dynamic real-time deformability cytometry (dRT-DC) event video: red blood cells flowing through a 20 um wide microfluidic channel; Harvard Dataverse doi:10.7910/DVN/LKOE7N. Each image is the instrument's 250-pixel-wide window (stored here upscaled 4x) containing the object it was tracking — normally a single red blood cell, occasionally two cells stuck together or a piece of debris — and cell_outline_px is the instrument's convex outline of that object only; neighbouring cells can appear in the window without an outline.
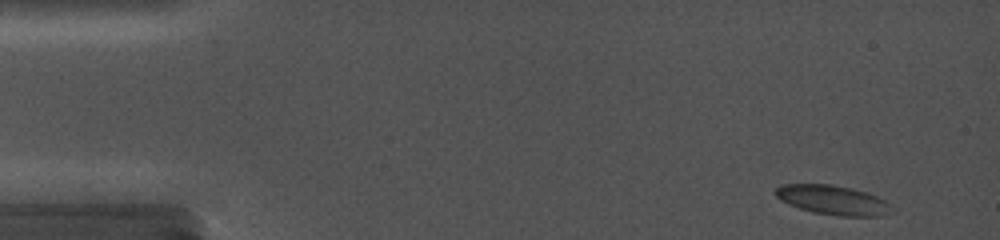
{"species": "common noctule bat (a hibernating species)", "species_latin": "Nyctalus noctula", "temperature_condition": "cold", "stored_images_in_passage": 75, "camera_frame_rate_fps": 5000, "um_per_image_px": 0.085, "animal": {"sex": "female", "body_mass_g": 19.0, "forearm_length_mm": 56.7}, "frame": {"image": 1, "passage_image": 5, "time_ms": 0.4, "image_size_px": [1000, 240], "cell_outline_px": [[896, 212], [880, 216], [840, 216], [812, 212], [788, 204], [780, 200], [776, 196], [776, 188], [780, 184], [832, 184], [852, 188], [868, 192], [892, 204], [896, 208]], "centroid_in_image_um": [70.87, 17.01], "position_along_channel_um": 14.1, "area_um2": 20.29}}
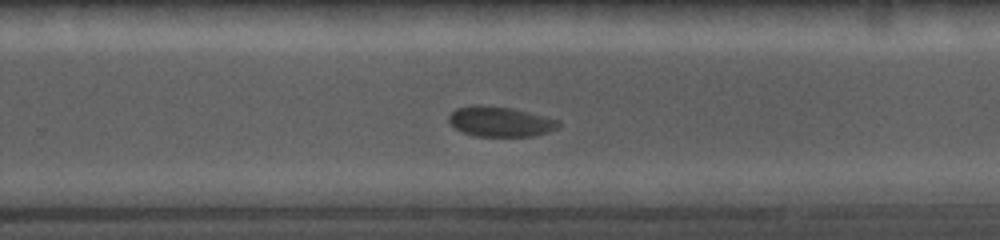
{"frame": {"image": 2, "passage_image": 53, "time_ms": 11.0, "image_size_px": [1000, 240], "cell_outline_px": [[560, 124], [556, 128], [548, 132], [532, 136], [476, 136], [464, 132], [456, 128], [448, 120], [448, 116], [456, 108], [476, 104], [480, 104], [512, 108], [560, 120]], "centroid_in_image_um": [42.51, 10.32], "position_along_channel_um": 287.3, "area_um2": 19.13}}
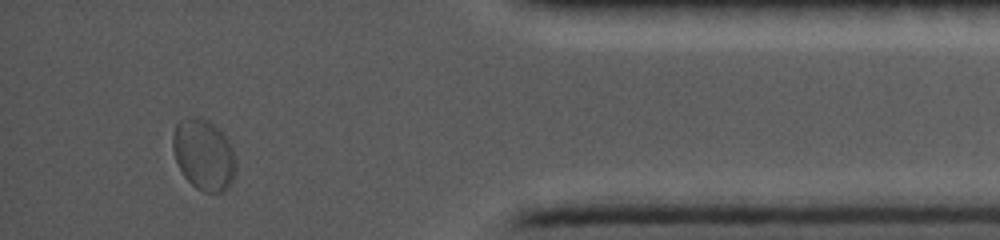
{"frame": {"image": 3, "passage_image": 70, "time_ms": 15.2, "image_size_px": [1000, 240], "cell_outline_px": [[236, 172], [228, 188], [224, 192], [204, 192], [196, 188], [184, 176], [176, 160], [172, 148], [172, 136], [176, 124], [180, 120], [188, 116], [192, 116], [208, 120], [220, 128], [228, 140], [236, 156]], "centroid_in_image_um": [17.33, 13.13], "position_along_channel_um": 417.9, "area_um2": 26.41}}